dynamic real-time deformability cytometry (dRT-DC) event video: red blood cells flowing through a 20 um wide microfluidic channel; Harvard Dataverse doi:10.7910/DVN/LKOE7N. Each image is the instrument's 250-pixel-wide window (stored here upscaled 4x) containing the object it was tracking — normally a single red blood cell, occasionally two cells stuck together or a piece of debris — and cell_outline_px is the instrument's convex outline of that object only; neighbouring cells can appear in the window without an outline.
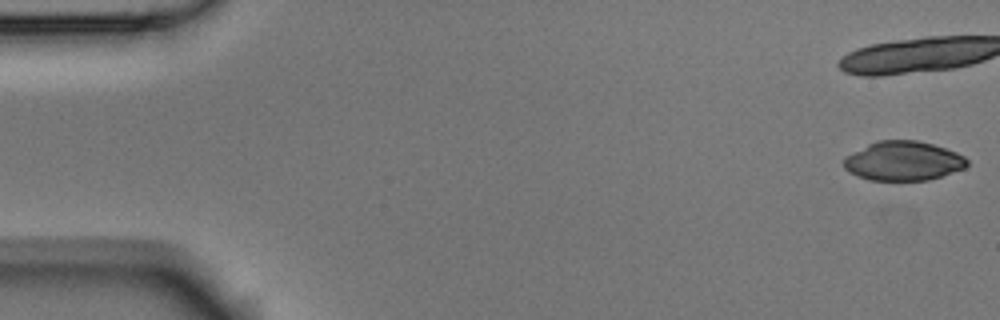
{"species": "Egyptian fruit bat (a non-hibernating species)", "species_latin": "Rousettus aegyptiacus", "temperature_condition": "room temperature", "stored_images_in_passage": 10, "camera_frame_rate_fps": 3000, "um_per_image_px": 0.085, "animal": {"sex": "male"}, "frame": {"image": 1, "passage_image": 1, "time_ms": 0.0, "image_size_px": [1000, 320], "cell_outline_px": [[968, 164], [964, 168], [928, 180], [868, 180], [856, 176], [848, 172], [844, 168], [844, 156], [876, 140], [916, 140], [932, 144], [956, 152], [964, 156], [968, 160]], "centroid_in_image_um": [76.73, 13.68], "position_along_channel_um": 8.3, "area_um2": 28.26}}
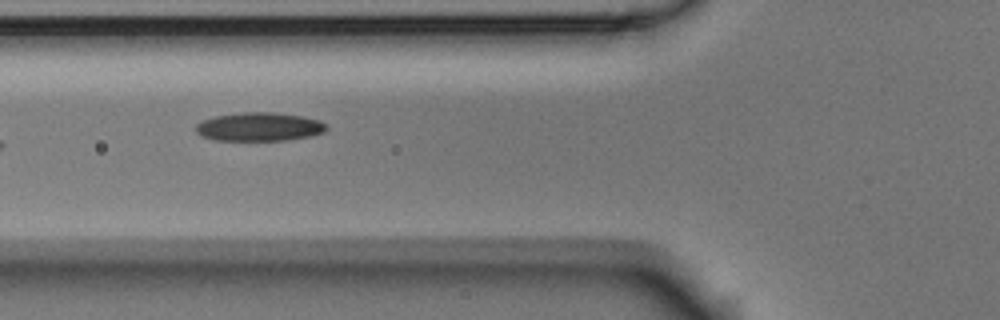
{"frame": {"image": 2, "passage_image": 6, "time_ms": 1.667, "image_size_px": [1000, 320], "cell_outline_px": [[328, 128], [324, 132], [308, 136], [284, 140], [216, 140], [200, 136], [196, 132], [196, 124], [204, 120], [216, 116], [244, 112], [272, 112], [300, 116], [320, 120]], "centroid_in_image_um": [22.01, 10.78], "position_along_channel_um": 103.8, "area_um2": 21.5}}
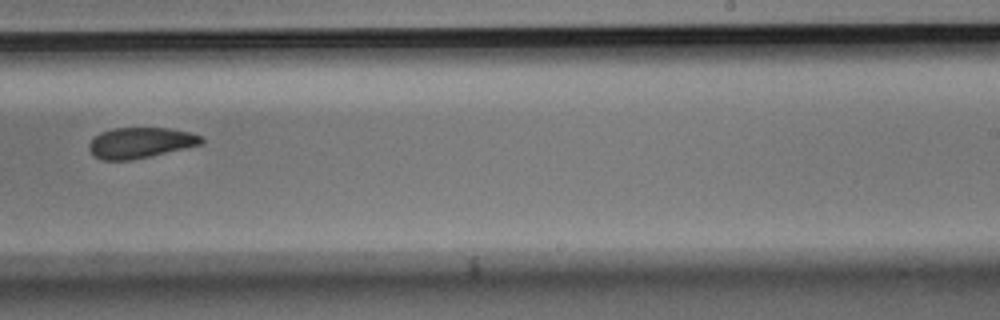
{"frame": {"image": 3, "passage_image": 10, "time_ms": 3.0, "image_size_px": [1000, 320], "cell_outline_px": [[204, 144], [132, 160], [100, 160], [92, 156], [88, 148], [88, 144], [100, 132], [112, 128], [168, 128], [188, 132], [200, 136], [204, 140]], "centroid_in_image_um": [11.9, 12.14], "position_along_channel_um": 277.1, "area_um2": 20.17}}